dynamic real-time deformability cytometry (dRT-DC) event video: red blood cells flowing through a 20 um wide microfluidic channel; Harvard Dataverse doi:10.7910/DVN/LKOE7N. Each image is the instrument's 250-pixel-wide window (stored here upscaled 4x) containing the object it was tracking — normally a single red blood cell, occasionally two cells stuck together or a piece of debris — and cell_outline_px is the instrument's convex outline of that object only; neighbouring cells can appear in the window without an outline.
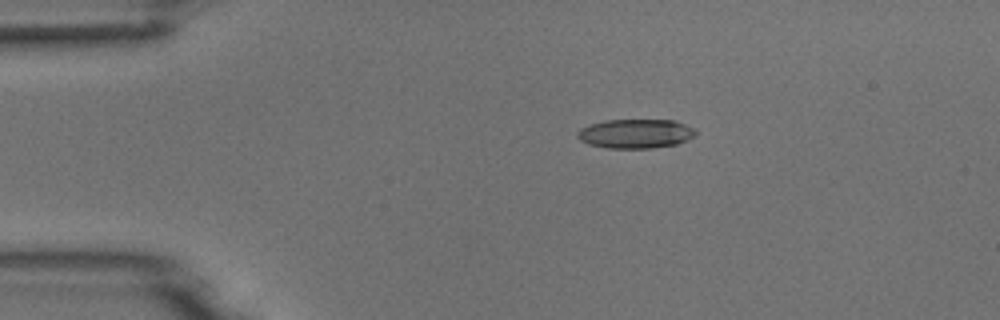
{"species": "common noctule bat (a hibernating species)", "species_latin": "Nyctalus noctula", "temperature_condition": "room temperature", "stored_images_in_passage": 5, "camera_frame_rate_fps": 3000, "um_per_image_px": 0.085, "animal": {"sex": "male", "body_mass_g": 18.8}, "frame": {"image": 1, "passage_image": 3, "time_ms": 0.667, "image_size_px": [1000, 320], "cell_outline_px": [[696, 132], [688, 140], [676, 144], [652, 148], [608, 148], [588, 144], [580, 140], [576, 136], [576, 132], [580, 128], [588, 124], [604, 120], [676, 120], [696, 128]], "centroid_in_image_um": [54.0, 11.35], "position_along_channel_um": 31.0, "area_um2": 20.35}}
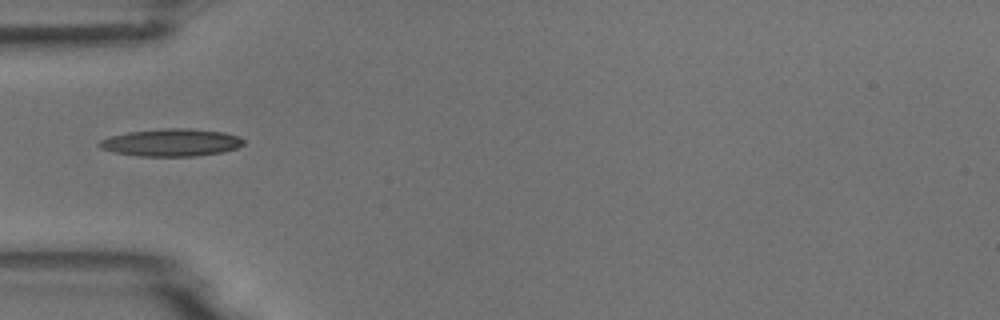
{"frame": {"image": 2, "passage_image": 5, "time_ms": 1.333, "image_size_px": [1000, 320], "cell_outline_px": [[244, 144], [236, 148], [220, 152], [192, 156], [136, 156], [112, 152], [100, 148], [96, 144], [100, 140], [112, 136], [128, 132], [160, 128], [188, 128], [224, 132], [236, 136], [244, 140]], "centroid_in_image_um": [14.5, 12.11], "position_along_channel_um": 70.5, "area_um2": 23.06}}